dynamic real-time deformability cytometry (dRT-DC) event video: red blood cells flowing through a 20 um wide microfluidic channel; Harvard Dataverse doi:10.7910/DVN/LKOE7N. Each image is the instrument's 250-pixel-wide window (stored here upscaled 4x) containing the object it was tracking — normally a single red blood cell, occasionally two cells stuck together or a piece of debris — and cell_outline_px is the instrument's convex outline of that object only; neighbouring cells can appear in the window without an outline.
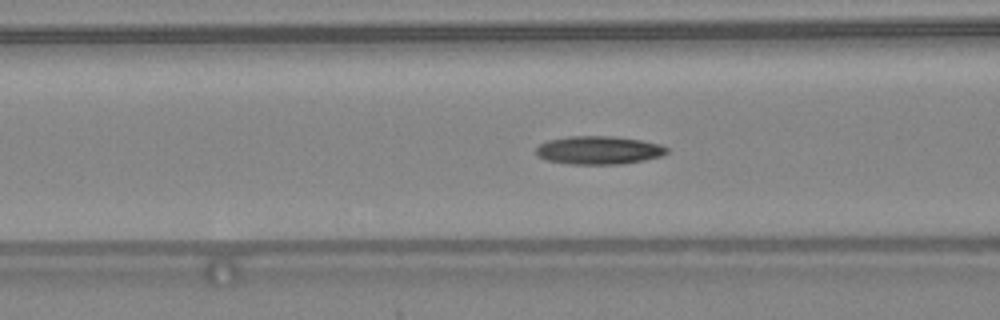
{"species": "common noctule bat (a hibernating species)", "species_latin": "Nyctalus noctula", "temperature_condition": "warm", "stored_images_in_passage": 47, "camera_frame_rate_fps": 3000, "um_per_image_px": 0.085, "animal": {"sex": "female", "body_mass_g": 24.6, "forearm_length_mm": 56.2}, "frame": {"image": 1, "passage_image": 19, "time_ms": 6.0, "image_size_px": [1000, 320], "cell_outline_px": [[668, 152], [660, 156], [644, 160], [624, 164], [568, 164], [544, 160], [536, 156], [536, 148], [540, 144], [548, 140], [568, 136], [612, 136], [640, 140], [660, 144], [668, 148]], "centroid_in_image_um": [50.86, 12.77], "position_along_channel_um": 115.7, "area_um2": 21.68}}
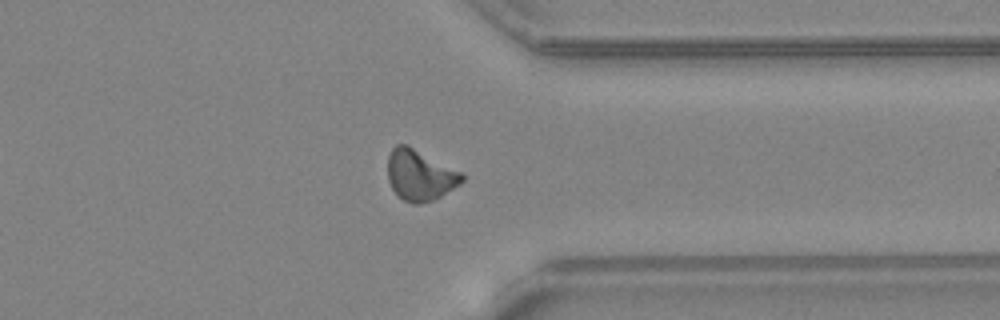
{"frame": {"image": 2, "passage_image": 37, "time_ms": 12.0, "image_size_px": [1000, 320], "cell_outline_px": [[464, 180], [460, 184], [440, 196], [432, 200], [420, 204], [412, 204], [404, 200], [392, 188], [388, 180], [388, 156], [392, 148], [396, 144], [408, 144], [464, 172]], "centroid_in_image_um": [35.72, 14.85], "position_along_channel_um": 375.7, "area_um2": 22.25}}
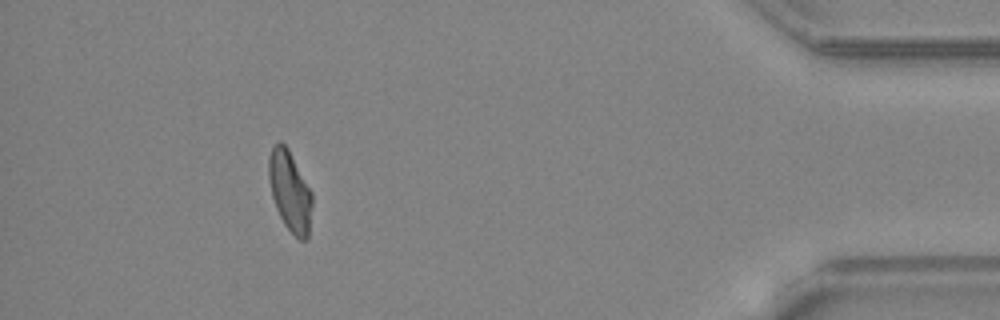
{"frame": {"image": 3, "passage_image": 43, "time_ms": 14.0, "image_size_px": [1000, 320], "cell_outline_px": [[312, 204], [308, 236], [304, 240], [300, 240], [284, 224], [276, 208], [272, 196], [268, 176], [268, 156], [272, 148], [280, 140], [288, 148], [312, 192]], "centroid_in_image_um": [24.63, 16.22], "position_along_channel_um": 410.6, "area_um2": 20.17}, "authors_computed_cell_mechanics": {"area_um2": 20.519, "velocity_mm_per_s": 4.3841, "shape_relaxation_time_tau1_ms": null, "shape_relaxation_time_tau2_ms": 4.548, "deformation_change_tau1": null, "deformation_change_tau2": 0.1508}}